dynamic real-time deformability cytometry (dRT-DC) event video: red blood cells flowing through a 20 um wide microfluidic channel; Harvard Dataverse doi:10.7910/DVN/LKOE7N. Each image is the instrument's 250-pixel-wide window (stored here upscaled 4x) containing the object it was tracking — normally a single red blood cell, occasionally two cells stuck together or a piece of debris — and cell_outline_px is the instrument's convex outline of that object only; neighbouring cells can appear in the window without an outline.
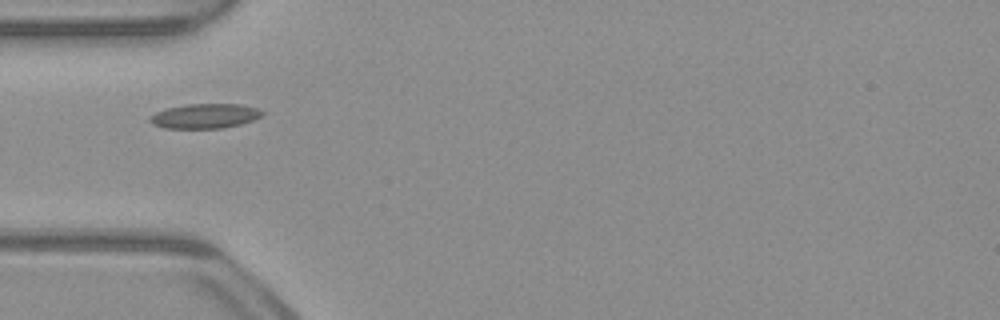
{"species": "common noctule bat (a hibernating species)", "species_latin": "Nyctalus noctula", "temperature_condition": "warm", "stored_images_in_passage": 37, "camera_frame_rate_fps": 3000, "um_per_image_px": 0.085, "animal": {"sex": "male", "body_mass_g": 23.1, "forearm_length_mm": 52.7}, "frame": {"image": 1, "passage_image": 1, "time_ms": 0.0, "image_size_px": [1000, 320], "cell_outline_px": [[264, 116], [240, 124], [224, 128], [164, 128], [152, 124], [148, 120], [148, 116], [164, 108], [188, 104], [240, 104], [256, 108], [264, 112]], "centroid_in_image_um": [17.38, 9.86], "position_along_channel_um": 67.6, "area_um2": 16.3}}
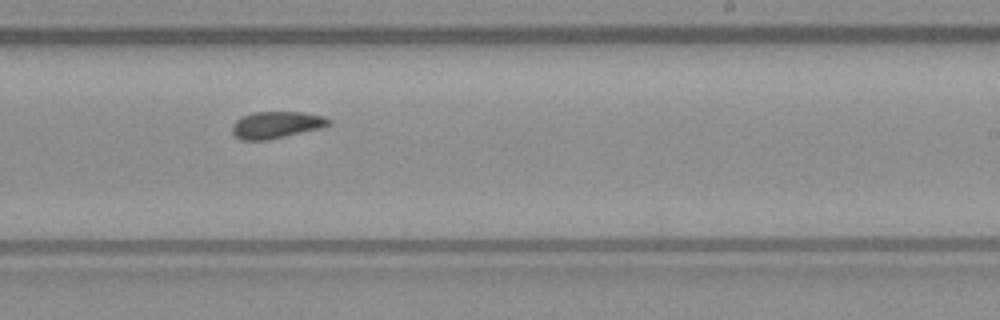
{"frame": {"image": 2, "passage_image": 16, "time_ms": 5.0, "image_size_px": [1000, 320], "cell_outline_px": [[332, 120], [328, 124], [320, 128], [268, 140], [240, 140], [232, 132], [232, 124], [236, 120], [244, 116], [256, 112], [304, 112], [324, 116]], "centroid_in_image_um": [23.48, 10.61], "position_along_channel_um": 265.5, "area_um2": 14.97}}
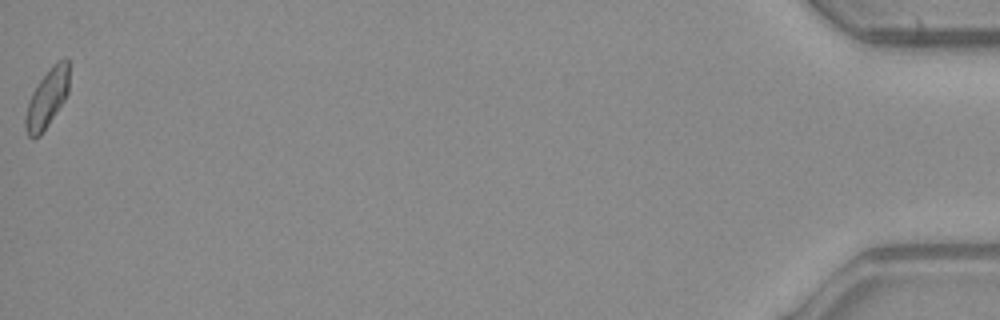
{"frame": {"image": 3, "passage_image": 37, "time_ms": 12.0, "image_size_px": [1000, 320], "cell_outline_px": [[68, 92], [64, 100], [40, 136], [32, 140], [28, 136], [24, 128], [24, 116], [28, 100], [32, 92], [40, 80], [52, 64], [56, 60], [68, 60]], "centroid_in_image_um": [3.95, 8.4], "position_along_channel_um": 431.3, "area_um2": 14.91}, "authors_computed_cell_mechanics": {"area_um2": 14.9702, "velocity_mm_per_s": 3.9525, "shape_relaxation_time_tau1_ms": null, "shape_relaxation_time_tau2_ms": 2.6482, "deformation_change_tau1": null, "deformation_change_tau2": 0.055}}